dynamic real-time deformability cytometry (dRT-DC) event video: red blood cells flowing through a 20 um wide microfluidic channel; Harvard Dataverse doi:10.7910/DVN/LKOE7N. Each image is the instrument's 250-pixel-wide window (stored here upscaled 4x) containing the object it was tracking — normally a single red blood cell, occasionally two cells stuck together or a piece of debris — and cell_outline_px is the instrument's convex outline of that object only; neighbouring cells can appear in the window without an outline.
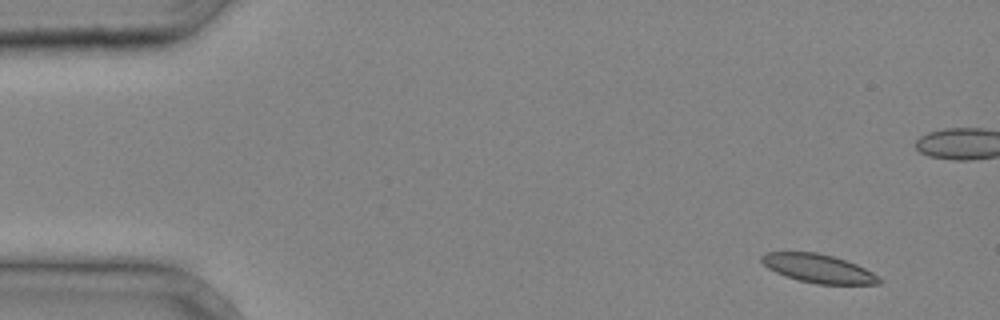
{"species": "common noctule bat (a hibernating species)", "species_latin": "Nyctalus noctula", "temperature_condition": "cold", "stored_images_in_passage": 4, "camera_frame_rate_fps": 3000, "um_per_image_px": 0.085, "animal": {"sex": "male", "body_mass_g": 20.4}, "frame": {"image": 1, "passage_image": 1, "time_ms": 0.0, "image_size_px": [1000, 320], "cell_outline_px": [[884, 280], [880, 284], [816, 284], [784, 276], [768, 268], [760, 260], [760, 256], [764, 252], [816, 252], [832, 256], [856, 264], [872, 272]], "centroid_in_image_um": [69.55, 22.82], "position_along_channel_um": 15.4, "area_um2": 19.54}}